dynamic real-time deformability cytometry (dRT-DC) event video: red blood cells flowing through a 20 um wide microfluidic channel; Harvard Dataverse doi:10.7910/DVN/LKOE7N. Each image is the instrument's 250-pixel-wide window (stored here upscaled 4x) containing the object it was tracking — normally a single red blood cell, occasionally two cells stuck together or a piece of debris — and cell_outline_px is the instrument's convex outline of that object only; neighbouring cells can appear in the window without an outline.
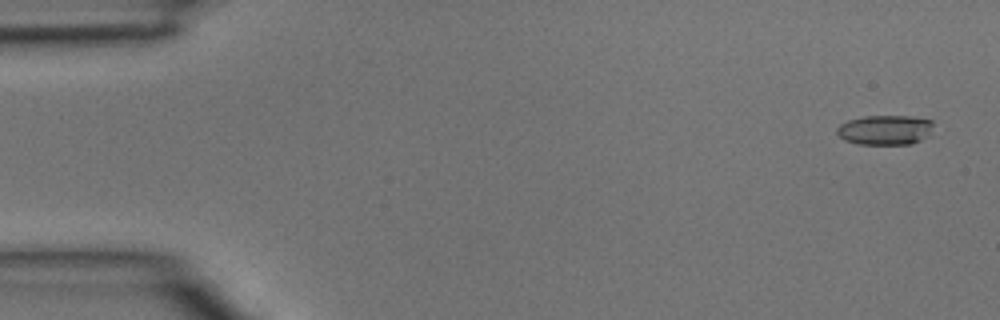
{"species": "common noctule bat (a hibernating species)", "species_latin": "Nyctalus noctula", "temperature_condition": "room temperature", "stored_images_in_passage": 4, "camera_frame_rate_fps": 3000, "um_per_image_px": 0.085, "animal": {"sex": "male", "body_mass_g": 15.6}, "frame": {"image": 1, "passage_image": 1, "time_ms": 0.0, "image_size_px": [1000, 320], "cell_outline_px": [[932, 124], [928, 132], [920, 140], [912, 144], [856, 144], [844, 140], [836, 132], [836, 128], [840, 124], [848, 120], [864, 116], [912, 116], [932, 120]], "centroid_in_image_um": [75.17, 11.04], "position_along_channel_um": 9.8, "area_um2": 16.59}}
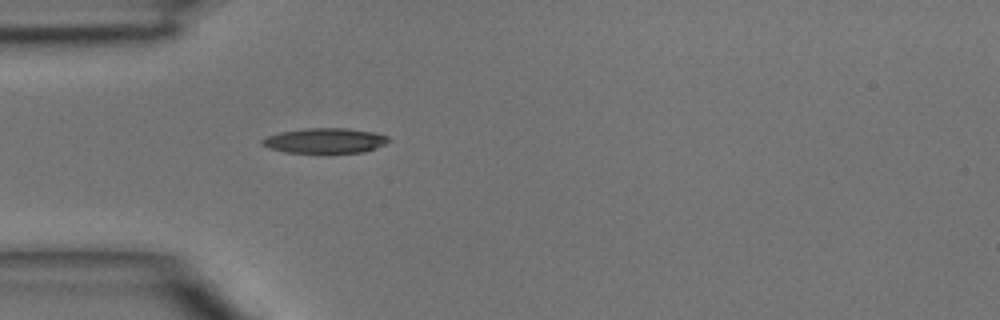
{"frame": {"image": 2, "passage_image": 4, "time_ms": 1.0, "image_size_px": [1000, 320], "cell_outline_px": [[392, 140], [376, 148], [364, 152], [284, 152], [268, 148], [260, 144], [260, 140], [268, 136], [280, 132], [304, 128], [348, 128], [372, 132], [388, 136]], "centroid_in_image_um": [27.61, 11.94], "position_along_channel_um": 57.4, "area_um2": 18.44}}